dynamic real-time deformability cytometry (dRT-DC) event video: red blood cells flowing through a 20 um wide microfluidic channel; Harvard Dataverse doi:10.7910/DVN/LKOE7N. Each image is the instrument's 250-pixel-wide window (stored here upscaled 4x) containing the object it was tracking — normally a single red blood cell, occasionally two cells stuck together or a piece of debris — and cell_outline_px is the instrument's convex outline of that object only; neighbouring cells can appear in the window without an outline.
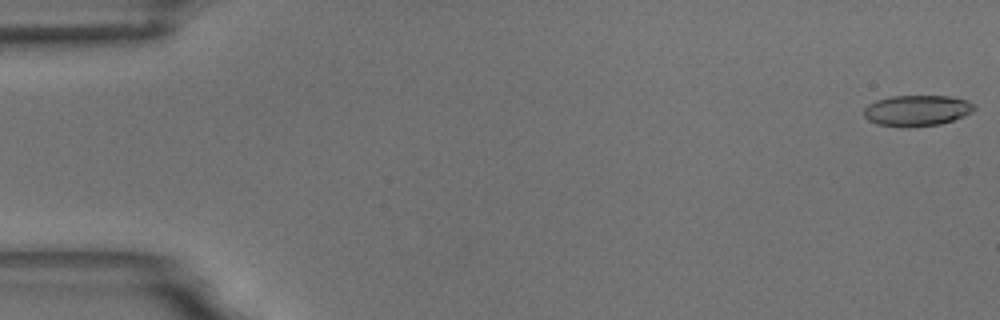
{"species": "common noctule bat (a hibernating species)", "species_latin": "Nyctalus noctula", "temperature_condition": "room temperature", "stored_images_in_passage": 55, "camera_frame_rate_fps": 3000, "um_per_image_px": 0.085, "animal": {"sex": "male", "body_mass_g": 18.8}, "frame": {"image": 1, "passage_image": 1, "time_ms": 0.0, "image_size_px": [1000, 320], "cell_outline_px": [[976, 108], [972, 112], [964, 116], [940, 124], [908, 128], [876, 124], [868, 120], [864, 116], [864, 108], [868, 104], [876, 100], [892, 96], [948, 96], [968, 100], [976, 104]], "centroid_in_image_um": [77.95, 9.4], "position_along_channel_um": 7.1, "area_um2": 20.11}}
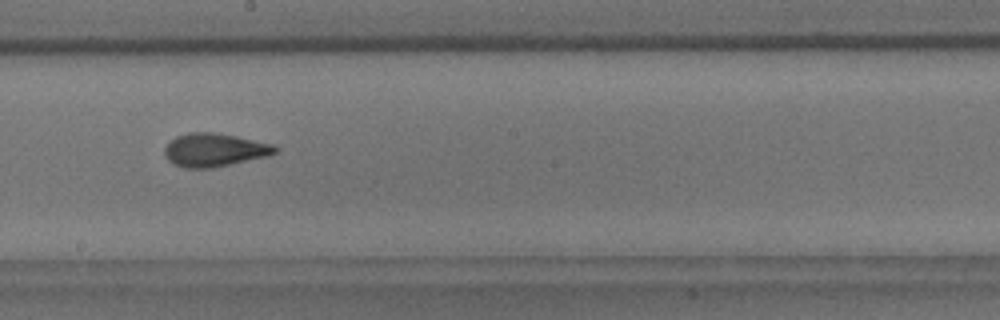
{"frame": {"image": 2, "passage_image": 31, "time_ms": 10.0, "image_size_px": [1000, 320], "cell_outline_px": [[280, 148], [276, 152], [268, 156], [212, 168], [184, 168], [168, 160], [164, 152], [164, 148], [176, 136], [188, 132], [212, 132], [236, 136], [272, 144]], "centroid_in_image_um": [18.23, 12.74], "position_along_channel_um": 230.0, "area_um2": 21.33}}
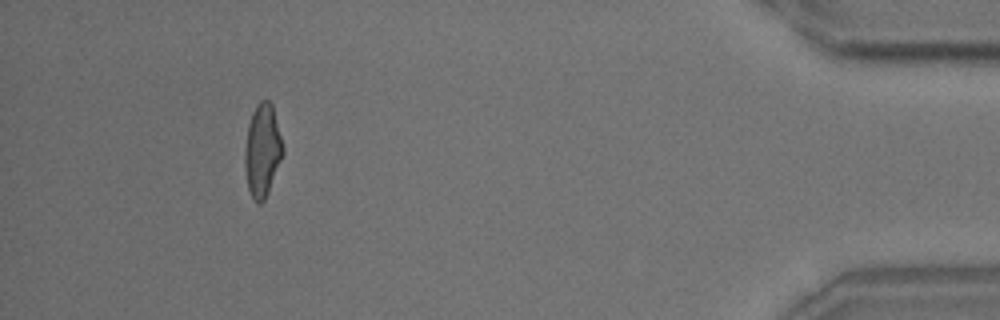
{"frame": {"image": 3, "passage_image": 51, "time_ms": 16.667, "image_size_px": [1000, 320], "cell_outline_px": [[284, 152], [268, 192], [264, 200], [260, 204], [256, 204], [248, 188], [244, 168], [244, 148], [248, 124], [252, 112], [256, 104], [260, 100], [268, 100], [272, 104], [284, 148]], "centroid_in_image_um": [22.28, 12.78], "position_along_channel_um": 412.9, "area_um2": 20.69}, "authors_computed_cell_mechanics": {"area_um2": 20.7502, "velocity_mm_per_s": 3.6754, "shape_relaxation_time_tau1_ms": 7.6107, "shape_relaxation_time_tau2_ms": 1.4682, "deformation_change_tau1": 0.2001, "deformation_change_tau2": 0.0742}}